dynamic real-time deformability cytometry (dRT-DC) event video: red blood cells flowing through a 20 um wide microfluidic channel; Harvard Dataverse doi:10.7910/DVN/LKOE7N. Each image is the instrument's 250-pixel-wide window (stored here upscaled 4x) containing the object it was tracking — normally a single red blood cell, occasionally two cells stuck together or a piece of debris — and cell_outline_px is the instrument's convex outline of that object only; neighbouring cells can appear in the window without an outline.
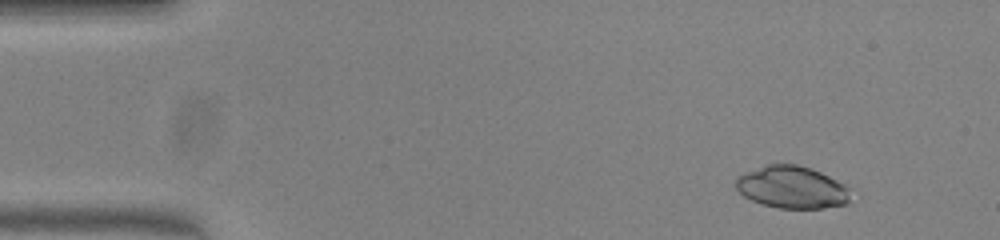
{"species": "common noctule bat (a hibernating species)", "species_latin": "Nyctalus noctula", "temperature_condition": "warm", "stored_images_in_passage": 51, "camera_frame_rate_fps": 3000, "um_per_image_px": 0.085, "animal": {"sex": "female", "body_mass_g": 23.0, "forearm_length_mm": 53.4}, "frame": {"image": 1, "passage_image": 5, "time_ms": 1.333, "image_size_px": [1000, 240], "cell_outline_px": [[848, 204], [820, 208], [780, 208], [760, 204], [744, 196], [736, 188], [736, 176], [744, 172], [768, 164], [796, 164], [812, 168], [844, 184], [848, 188]], "centroid_in_image_um": [67.28, 15.91], "position_along_channel_um": 17.7, "area_um2": 28.15}}
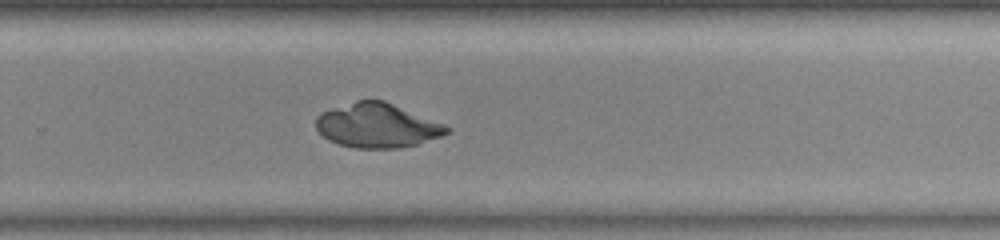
{"frame": {"image": 2, "passage_image": 34, "time_ms": 11.0, "image_size_px": [1000, 240], "cell_outline_px": [[452, 128], [448, 132], [440, 136], [416, 144], [400, 148], [356, 148], [340, 144], [328, 140], [316, 128], [316, 116], [320, 112], [356, 100], [384, 100], [444, 124]], "centroid_in_image_um": [32.04, 10.66], "position_along_channel_um": 297.8, "area_um2": 33.58}}